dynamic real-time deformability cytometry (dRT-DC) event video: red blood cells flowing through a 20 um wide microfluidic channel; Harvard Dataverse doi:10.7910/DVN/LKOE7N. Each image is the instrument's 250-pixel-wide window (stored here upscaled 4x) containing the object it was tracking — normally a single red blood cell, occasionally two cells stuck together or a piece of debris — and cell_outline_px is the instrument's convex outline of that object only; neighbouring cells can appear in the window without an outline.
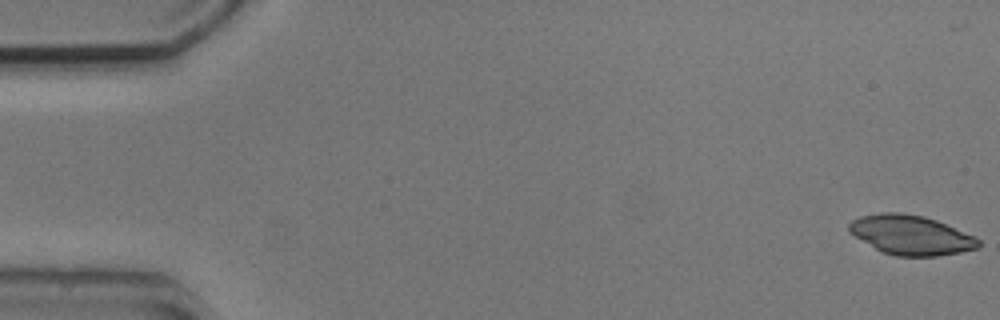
{"species": "common noctule bat (a hibernating species)", "species_latin": "Nyctalus noctula", "temperature_condition": "cold", "stored_images_in_passage": 6, "camera_frame_rate_fps": 3000, "um_per_image_px": 0.085, "animal": {"sex": "male", "body_mass_g": 20.5, "forearm_length_mm": 52.5}, "frame": {"image": 1, "passage_image": 1, "time_ms": 0.0, "image_size_px": [1000, 320], "cell_outline_px": [[980, 248], [960, 252], [936, 256], [896, 256], [880, 252], [848, 232], [848, 224], [852, 220], [860, 216], [880, 212], [900, 212], [924, 216], [936, 220], [972, 236], [980, 240]], "centroid_in_image_um": [77.37, 19.98], "position_along_channel_um": 7.6, "area_um2": 29.82}}